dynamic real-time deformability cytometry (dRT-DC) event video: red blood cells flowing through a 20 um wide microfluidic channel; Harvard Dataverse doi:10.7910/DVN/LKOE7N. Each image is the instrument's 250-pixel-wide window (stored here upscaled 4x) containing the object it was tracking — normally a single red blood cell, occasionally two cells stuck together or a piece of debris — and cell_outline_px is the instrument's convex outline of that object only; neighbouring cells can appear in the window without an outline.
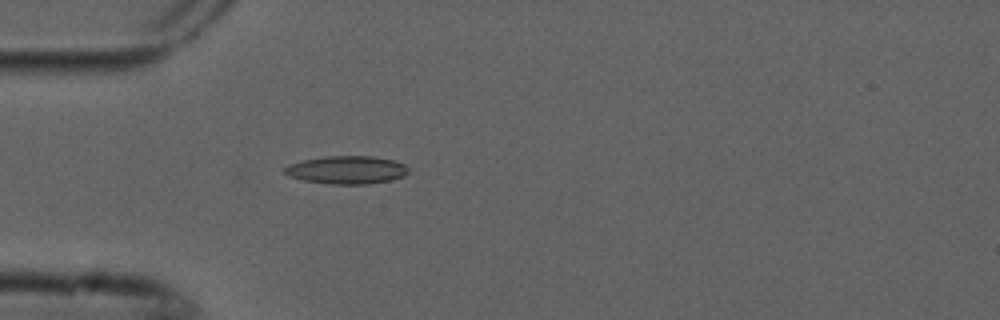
{"species": "common noctule bat (a hibernating species)", "species_latin": "Nyctalus noctula", "temperature_condition": "cold", "stored_images_in_passage": 1, "camera_frame_rate_fps": 3000, "um_per_image_px": 0.085, "animal": {"sex": "male", "forearm_length_mm": 52.5}, "frame": {"image": 1, "passage_image": 1, "time_ms": 0.0, "image_size_px": [1000, 320], "cell_outline_px": [[408, 172], [404, 176], [392, 180], [368, 184], [332, 184], [304, 180], [288, 176], [284, 172], [284, 168], [288, 164], [304, 160], [324, 156], [372, 156], [392, 160], [404, 164], [408, 168]], "centroid_in_image_um": [29.47, 14.44], "position_along_channel_um": 55.5, "area_um2": 20.17}}